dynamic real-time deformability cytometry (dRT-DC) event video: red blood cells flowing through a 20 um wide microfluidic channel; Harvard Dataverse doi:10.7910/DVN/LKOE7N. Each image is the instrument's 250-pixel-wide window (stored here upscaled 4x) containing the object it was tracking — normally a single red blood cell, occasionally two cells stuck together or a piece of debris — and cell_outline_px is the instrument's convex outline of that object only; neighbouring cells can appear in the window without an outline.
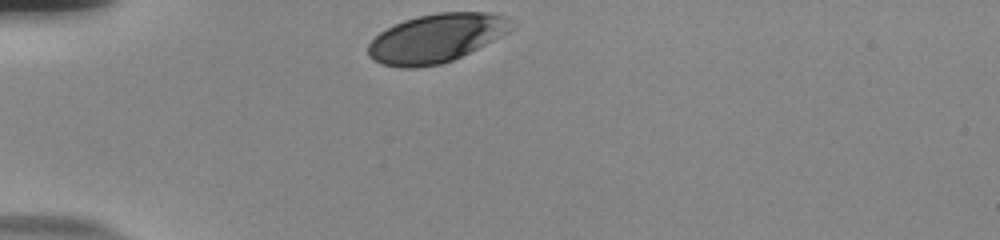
{"species": "human", "species_latin": "Homo sapiens", "temperature_condition": "room temperature", "stored_images_in_passage": 32, "camera_frame_rate_fps": 3000, "um_per_image_px": 0.085, "donor": {"sex": "male"}, "frame": {"image": 1, "passage_image": 1, "time_ms": 0.0, "image_size_px": [1000, 240], "cell_outline_px": [[512, 28], [508, 32], [452, 60], [440, 64], [416, 68], [400, 68], [384, 64], [368, 56], [368, 44], [380, 32], [404, 20], [420, 16], [440, 12], [488, 12], [504, 16]], "centroid_in_image_um": [37.03, 3.25], "position_along_channel_um": 48.0, "area_um2": 39.77}}
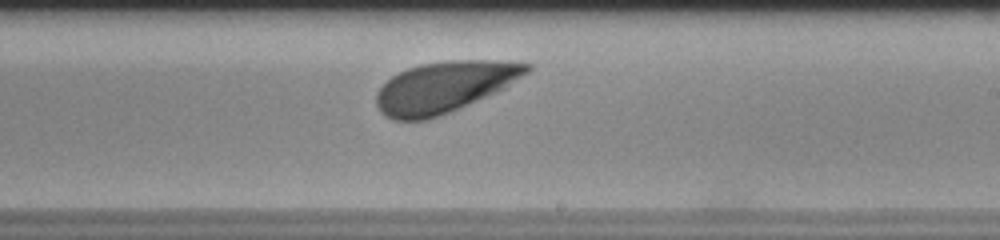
{"frame": {"image": 2, "passage_image": 20, "time_ms": 6.333, "image_size_px": [1000, 240], "cell_outline_px": [[532, 68], [528, 72], [504, 88], [496, 92], [460, 108], [440, 116], [428, 120], [392, 120], [384, 116], [380, 112], [376, 104], [376, 92], [392, 76], [408, 68], [420, 64], [444, 60], [504, 60], [532, 64]], "centroid_in_image_um": [37.77, 7.39], "position_along_channel_um": 251.2, "area_um2": 44.91}}
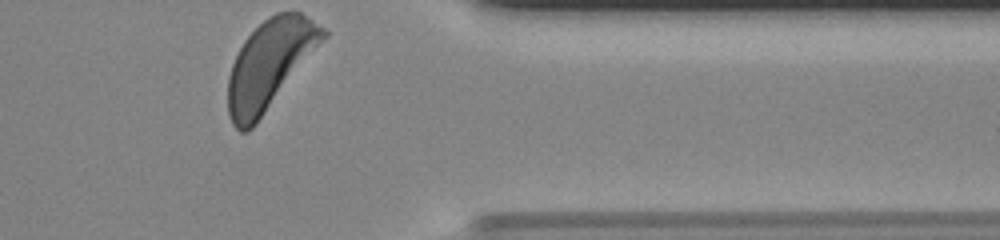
{"frame": {"image": 3, "passage_image": 32, "time_ms": 10.333, "image_size_px": [1000, 240], "cell_outline_px": [[328, 36], [256, 124], [248, 132], [240, 132], [232, 124], [228, 116], [228, 76], [232, 64], [244, 40], [268, 16], [276, 12], [300, 12], [324, 28], [328, 32]], "centroid_in_image_um": [22.92, 5.5], "position_along_channel_um": 388.5, "area_um2": 48.9}, "authors_computed_cell_mechanics": {"area_um2": 44.0147, "velocity_mm_per_s": 3.6626, "shape_relaxation_time_tau1_ms": 1.7034, "shape_relaxation_time_tau2_ms": null, "deformation_change_tau1": 0.114, "deformation_change_tau2": null}}